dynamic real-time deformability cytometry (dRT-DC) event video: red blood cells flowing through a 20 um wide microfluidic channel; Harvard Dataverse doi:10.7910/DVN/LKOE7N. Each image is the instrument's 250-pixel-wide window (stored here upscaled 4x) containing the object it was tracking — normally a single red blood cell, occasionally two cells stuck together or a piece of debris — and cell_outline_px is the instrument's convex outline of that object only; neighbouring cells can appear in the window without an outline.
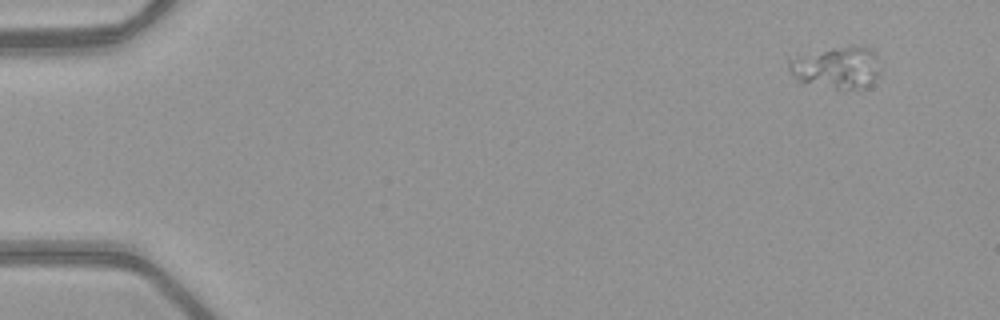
{"species": "common noctule bat (a hibernating species)", "species_latin": "Nyctalus noctula", "temperature_condition": "warm", "stored_images_in_passage": 49, "camera_frame_rate_fps": 3000, "um_per_image_px": 0.085, "animal": {"sex": "female", "body_mass_g": 21.9}, "frame": {"image": 1, "passage_image": 1, "time_ms": 0.0, "image_size_px": [1000, 320], "cell_outline_px": [[880, 72], [868, 84], [856, 88], [836, 88], [796, 80], [788, 68], [788, 60], [796, 56], [832, 48], [860, 44], [864, 44], [872, 48], [880, 60]], "centroid_in_image_um": [71.17, 5.68], "position_along_channel_um": 13.8, "area_um2": 22.25}}
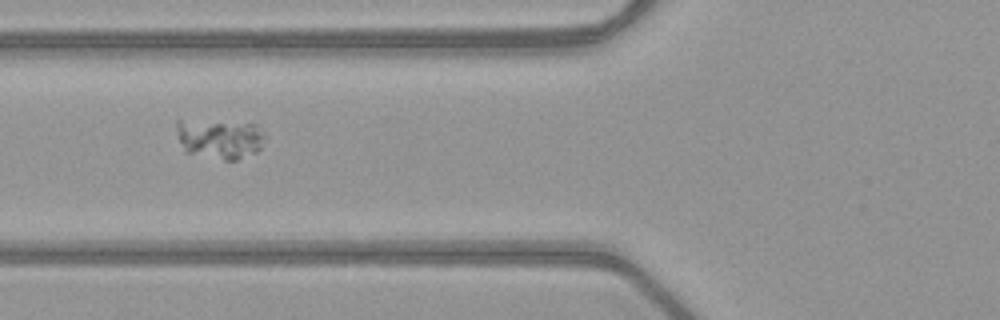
{"frame": {"image": 2, "passage_image": 18, "time_ms": 5.667, "image_size_px": [1000, 320], "cell_outline_px": [[268, 136], [260, 148], [256, 152], [236, 160], [224, 160], [184, 152], [176, 128], [176, 120], [180, 120], [256, 124]], "centroid_in_image_um": [18.71, 11.81], "position_along_channel_um": 107.1, "area_um2": 20.4}}
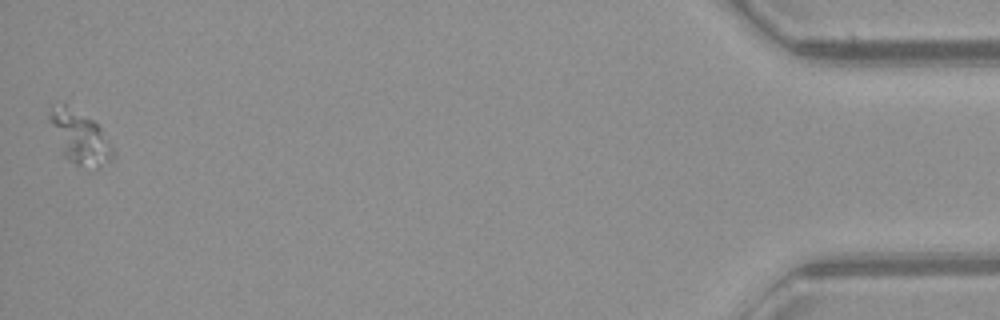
{"frame": {"image": 3, "passage_image": 49, "time_ms": 16.0, "image_size_px": [1000, 320], "cell_outline_px": [[116, 148], [112, 160], [100, 168], [88, 172], [64, 156], [48, 120], [48, 116], [52, 104], [64, 104], [92, 120], [100, 128]], "centroid_in_image_um": [6.83, 11.75], "position_along_channel_um": 428.4, "area_um2": 19.83}}